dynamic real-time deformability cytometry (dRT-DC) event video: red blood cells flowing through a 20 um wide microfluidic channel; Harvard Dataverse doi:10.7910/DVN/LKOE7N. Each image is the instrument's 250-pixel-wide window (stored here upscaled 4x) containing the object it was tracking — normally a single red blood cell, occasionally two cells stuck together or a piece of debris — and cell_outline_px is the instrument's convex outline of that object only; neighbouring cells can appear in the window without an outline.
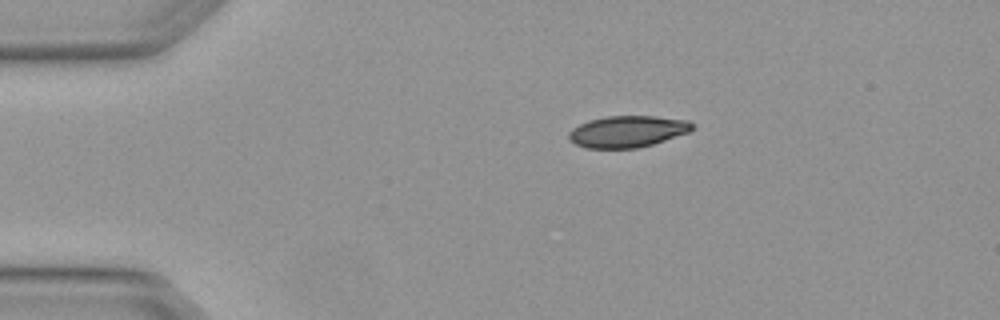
{"species": "Egyptian fruit bat (a non-hibernating species)", "species_latin": "Rousettus aegyptiacus", "temperature_condition": "warm", "stored_images_in_passage": 3, "camera_frame_rate_fps": 3000, "um_per_image_px": 0.085, "animal": {"sex": "female"}, "frame": {"image": 1, "passage_image": 1, "time_ms": 0.0, "image_size_px": [1000, 320], "cell_outline_px": [[696, 124], [688, 132], [652, 144], [636, 148], [588, 148], [576, 144], [568, 136], [568, 132], [572, 128], [588, 120], [608, 116], [656, 116], [688, 120]], "centroid_in_image_um": [53.34, 11.16], "position_along_channel_um": 31.7, "area_um2": 22.54}}
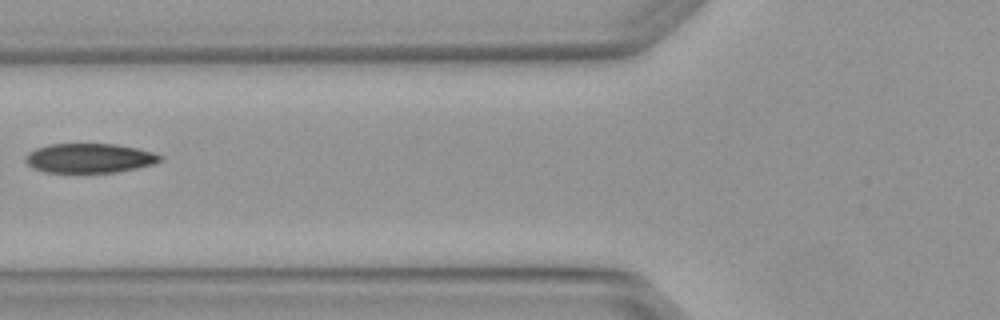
{"frame": {"image": 2, "passage_image": 3, "time_ms": 0.667, "image_size_px": [1000, 320], "cell_outline_px": [[164, 160], [152, 164], [136, 168], [116, 172], [44, 172], [32, 168], [24, 160], [24, 156], [28, 152], [36, 148], [48, 144], [116, 144], [136, 148], [152, 152], [164, 156]], "centroid_in_image_um": [7.58, 13.44], "position_along_channel_um": 118.2, "area_um2": 23.18}}